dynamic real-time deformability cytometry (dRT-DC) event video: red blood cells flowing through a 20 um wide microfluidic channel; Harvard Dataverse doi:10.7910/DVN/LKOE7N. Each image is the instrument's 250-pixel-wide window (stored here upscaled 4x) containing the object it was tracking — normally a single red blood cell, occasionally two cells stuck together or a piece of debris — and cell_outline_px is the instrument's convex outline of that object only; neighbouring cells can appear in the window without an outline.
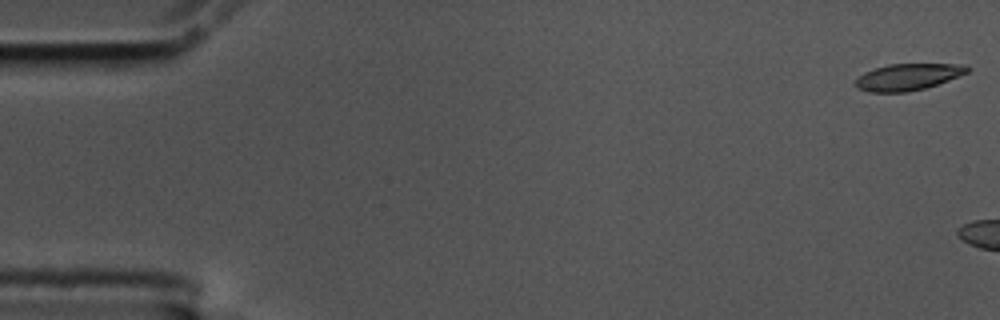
{"species": "common noctule bat (a hibernating species)", "species_latin": "Nyctalus noctula", "temperature_condition": "cold", "stored_images_in_passage": 8, "camera_frame_rate_fps": 3000, "um_per_image_px": 0.085, "animal": {"sex": "male", "body_mass_g": 17.5, "forearm_length_mm": 52.3}, "frame": {"image": 1, "passage_image": 1, "time_ms": 0.0, "image_size_px": [1000, 320], "cell_outline_px": [[968, 72], [948, 80], [924, 88], [908, 92], [868, 92], [856, 88], [852, 84], [864, 72], [888, 64], [968, 64]], "centroid_in_image_um": [77.13, 6.54], "position_along_channel_um": 7.9, "area_um2": 17.28}}